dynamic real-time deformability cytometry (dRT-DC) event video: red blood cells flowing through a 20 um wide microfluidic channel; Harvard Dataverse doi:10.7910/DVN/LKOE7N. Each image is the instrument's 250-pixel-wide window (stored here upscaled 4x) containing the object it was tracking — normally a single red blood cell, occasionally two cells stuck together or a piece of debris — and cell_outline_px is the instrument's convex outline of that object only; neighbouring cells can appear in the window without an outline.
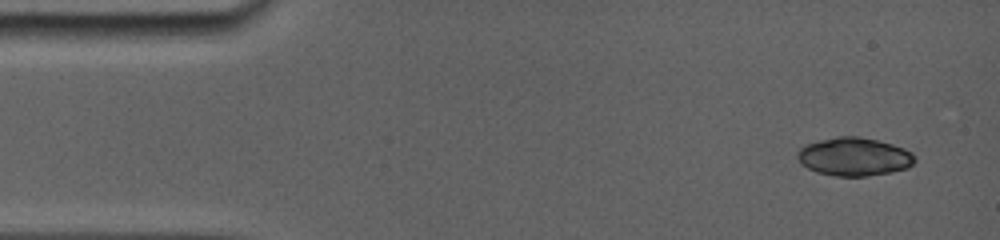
{"species": "common noctule bat (a hibernating species)", "species_latin": "Nyctalus noctula", "temperature_condition": "room temperature", "stored_images_in_passage": 5, "camera_frame_rate_fps": 5000, "um_per_image_px": 0.085, "animal": {"sex": "female", "body_mass_g": 19.0, "forearm_length_mm": 56.7}, "frame": {"image": 1, "passage_image": 1, "time_ms": 0.0, "image_size_px": [1000, 240], "cell_outline_px": [[912, 164], [904, 168], [888, 172], [864, 176], [836, 176], [816, 172], [808, 168], [800, 160], [800, 152], [804, 148], [812, 144], [840, 136], [856, 136], [876, 140], [900, 148], [908, 152], [912, 156]], "centroid_in_image_um": [72.6, 13.34], "position_along_channel_um": 12.4, "area_um2": 24.62}}